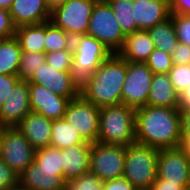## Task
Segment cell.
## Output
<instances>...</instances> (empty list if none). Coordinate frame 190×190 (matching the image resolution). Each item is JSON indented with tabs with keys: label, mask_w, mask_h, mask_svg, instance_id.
Listing matches in <instances>:
<instances>
[{
	"label": "cell",
	"mask_w": 190,
	"mask_h": 190,
	"mask_svg": "<svg viewBox=\"0 0 190 190\" xmlns=\"http://www.w3.org/2000/svg\"><path fill=\"white\" fill-rule=\"evenodd\" d=\"M154 73L144 62H128L121 103L134 109L146 106Z\"/></svg>",
	"instance_id": "obj_9"
},
{
	"label": "cell",
	"mask_w": 190,
	"mask_h": 190,
	"mask_svg": "<svg viewBox=\"0 0 190 190\" xmlns=\"http://www.w3.org/2000/svg\"><path fill=\"white\" fill-rule=\"evenodd\" d=\"M34 162L41 166L42 169L62 170L63 178L62 149L47 146L35 150Z\"/></svg>",
	"instance_id": "obj_29"
},
{
	"label": "cell",
	"mask_w": 190,
	"mask_h": 190,
	"mask_svg": "<svg viewBox=\"0 0 190 190\" xmlns=\"http://www.w3.org/2000/svg\"><path fill=\"white\" fill-rule=\"evenodd\" d=\"M9 13L15 27L50 21L51 12L45 0H13Z\"/></svg>",
	"instance_id": "obj_18"
},
{
	"label": "cell",
	"mask_w": 190,
	"mask_h": 190,
	"mask_svg": "<svg viewBox=\"0 0 190 190\" xmlns=\"http://www.w3.org/2000/svg\"><path fill=\"white\" fill-rule=\"evenodd\" d=\"M45 62L59 71H73V50L45 53Z\"/></svg>",
	"instance_id": "obj_32"
},
{
	"label": "cell",
	"mask_w": 190,
	"mask_h": 190,
	"mask_svg": "<svg viewBox=\"0 0 190 190\" xmlns=\"http://www.w3.org/2000/svg\"><path fill=\"white\" fill-rule=\"evenodd\" d=\"M136 143L158 150L182 146L179 108L146 105L136 109Z\"/></svg>",
	"instance_id": "obj_1"
},
{
	"label": "cell",
	"mask_w": 190,
	"mask_h": 190,
	"mask_svg": "<svg viewBox=\"0 0 190 190\" xmlns=\"http://www.w3.org/2000/svg\"><path fill=\"white\" fill-rule=\"evenodd\" d=\"M178 42L190 46V15L171 14Z\"/></svg>",
	"instance_id": "obj_35"
},
{
	"label": "cell",
	"mask_w": 190,
	"mask_h": 190,
	"mask_svg": "<svg viewBox=\"0 0 190 190\" xmlns=\"http://www.w3.org/2000/svg\"><path fill=\"white\" fill-rule=\"evenodd\" d=\"M13 0H0V8L9 10L11 8Z\"/></svg>",
	"instance_id": "obj_46"
},
{
	"label": "cell",
	"mask_w": 190,
	"mask_h": 190,
	"mask_svg": "<svg viewBox=\"0 0 190 190\" xmlns=\"http://www.w3.org/2000/svg\"><path fill=\"white\" fill-rule=\"evenodd\" d=\"M67 0H45L47 8L52 12L55 8L62 6Z\"/></svg>",
	"instance_id": "obj_45"
},
{
	"label": "cell",
	"mask_w": 190,
	"mask_h": 190,
	"mask_svg": "<svg viewBox=\"0 0 190 190\" xmlns=\"http://www.w3.org/2000/svg\"><path fill=\"white\" fill-rule=\"evenodd\" d=\"M126 146L91 143L90 172L100 181L106 182L121 178L124 172Z\"/></svg>",
	"instance_id": "obj_7"
},
{
	"label": "cell",
	"mask_w": 190,
	"mask_h": 190,
	"mask_svg": "<svg viewBox=\"0 0 190 190\" xmlns=\"http://www.w3.org/2000/svg\"><path fill=\"white\" fill-rule=\"evenodd\" d=\"M154 74H168L173 66L171 54L154 49L145 62Z\"/></svg>",
	"instance_id": "obj_31"
},
{
	"label": "cell",
	"mask_w": 190,
	"mask_h": 190,
	"mask_svg": "<svg viewBox=\"0 0 190 190\" xmlns=\"http://www.w3.org/2000/svg\"><path fill=\"white\" fill-rule=\"evenodd\" d=\"M21 79L16 75L0 74V107L10 96L14 87Z\"/></svg>",
	"instance_id": "obj_37"
},
{
	"label": "cell",
	"mask_w": 190,
	"mask_h": 190,
	"mask_svg": "<svg viewBox=\"0 0 190 190\" xmlns=\"http://www.w3.org/2000/svg\"><path fill=\"white\" fill-rule=\"evenodd\" d=\"M135 113L136 109L122 103L101 107L97 141L123 146L135 143Z\"/></svg>",
	"instance_id": "obj_3"
},
{
	"label": "cell",
	"mask_w": 190,
	"mask_h": 190,
	"mask_svg": "<svg viewBox=\"0 0 190 190\" xmlns=\"http://www.w3.org/2000/svg\"><path fill=\"white\" fill-rule=\"evenodd\" d=\"M189 190H190V158H189Z\"/></svg>",
	"instance_id": "obj_50"
},
{
	"label": "cell",
	"mask_w": 190,
	"mask_h": 190,
	"mask_svg": "<svg viewBox=\"0 0 190 190\" xmlns=\"http://www.w3.org/2000/svg\"><path fill=\"white\" fill-rule=\"evenodd\" d=\"M113 9L115 18L126 36L137 30L133 14V0H106Z\"/></svg>",
	"instance_id": "obj_27"
},
{
	"label": "cell",
	"mask_w": 190,
	"mask_h": 190,
	"mask_svg": "<svg viewBox=\"0 0 190 190\" xmlns=\"http://www.w3.org/2000/svg\"><path fill=\"white\" fill-rule=\"evenodd\" d=\"M171 57L174 65L190 64V46L178 42Z\"/></svg>",
	"instance_id": "obj_39"
},
{
	"label": "cell",
	"mask_w": 190,
	"mask_h": 190,
	"mask_svg": "<svg viewBox=\"0 0 190 190\" xmlns=\"http://www.w3.org/2000/svg\"><path fill=\"white\" fill-rule=\"evenodd\" d=\"M155 48L171 54L178 43L172 17L147 30Z\"/></svg>",
	"instance_id": "obj_26"
},
{
	"label": "cell",
	"mask_w": 190,
	"mask_h": 190,
	"mask_svg": "<svg viewBox=\"0 0 190 190\" xmlns=\"http://www.w3.org/2000/svg\"><path fill=\"white\" fill-rule=\"evenodd\" d=\"M127 61L113 53L91 75L81 81L80 95L101 108L121 104Z\"/></svg>",
	"instance_id": "obj_2"
},
{
	"label": "cell",
	"mask_w": 190,
	"mask_h": 190,
	"mask_svg": "<svg viewBox=\"0 0 190 190\" xmlns=\"http://www.w3.org/2000/svg\"><path fill=\"white\" fill-rule=\"evenodd\" d=\"M72 49L73 73L80 81L91 75L113 54L102 42L88 34L75 36Z\"/></svg>",
	"instance_id": "obj_6"
},
{
	"label": "cell",
	"mask_w": 190,
	"mask_h": 190,
	"mask_svg": "<svg viewBox=\"0 0 190 190\" xmlns=\"http://www.w3.org/2000/svg\"><path fill=\"white\" fill-rule=\"evenodd\" d=\"M98 0H67L51 12L50 21L72 38L86 34L90 16Z\"/></svg>",
	"instance_id": "obj_8"
},
{
	"label": "cell",
	"mask_w": 190,
	"mask_h": 190,
	"mask_svg": "<svg viewBox=\"0 0 190 190\" xmlns=\"http://www.w3.org/2000/svg\"><path fill=\"white\" fill-rule=\"evenodd\" d=\"M134 190H152L151 187H136Z\"/></svg>",
	"instance_id": "obj_49"
},
{
	"label": "cell",
	"mask_w": 190,
	"mask_h": 190,
	"mask_svg": "<svg viewBox=\"0 0 190 190\" xmlns=\"http://www.w3.org/2000/svg\"><path fill=\"white\" fill-rule=\"evenodd\" d=\"M16 27L12 22L9 10L0 8V39L15 36Z\"/></svg>",
	"instance_id": "obj_38"
},
{
	"label": "cell",
	"mask_w": 190,
	"mask_h": 190,
	"mask_svg": "<svg viewBox=\"0 0 190 190\" xmlns=\"http://www.w3.org/2000/svg\"><path fill=\"white\" fill-rule=\"evenodd\" d=\"M66 186L62 170L42 169L34 161L19 175L22 190H63Z\"/></svg>",
	"instance_id": "obj_16"
},
{
	"label": "cell",
	"mask_w": 190,
	"mask_h": 190,
	"mask_svg": "<svg viewBox=\"0 0 190 190\" xmlns=\"http://www.w3.org/2000/svg\"><path fill=\"white\" fill-rule=\"evenodd\" d=\"M179 107H190V85L179 95Z\"/></svg>",
	"instance_id": "obj_44"
},
{
	"label": "cell",
	"mask_w": 190,
	"mask_h": 190,
	"mask_svg": "<svg viewBox=\"0 0 190 190\" xmlns=\"http://www.w3.org/2000/svg\"><path fill=\"white\" fill-rule=\"evenodd\" d=\"M157 178L189 185V157L182 146L159 150Z\"/></svg>",
	"instance_id": "obj_13"
},
{
	"label": "cell",
	"mask_w": 190,
	"mask_h": 190,
	"mask_svg": "<svg viewBox=\"0 0 190 190\" xmlns=\"http://www.w3.org/2000/svg\"><path fill=\"white\" fill-rule=\"evenodd\" d=\"M86 34L102 42L112 53L122 49L126 37L106 0H98L94 5Z\"/></svg>",
	"instance_id": "obj_5"
},
{
	"label": "cell",
	"mask_w": 190,
	"mask_h": 190,
	"mask_svg": "<svg viewBox=\"0 0 190 190\" xmlns=\"http://www.w3.org/2000/svg\"><path fill=\"white\" fill-rule=\"evenodd\" d=\"M152 190H189V185H177L161 178H156L151 186Z\"/></svg>",
	"instance_id": "obj_43"
},
{
	"label": "cell",
	"mask_w": 190,
	"mask_h": 190,
	"mask_svg": "<svg viewBox=\"0 0 190 190\" xmlns=\"http://www.w3.org/2000/svg\"><path fill=\"white\" fill-rule=\"evenodd\" d=\"M99 117L100 108L80 95L68 102L63 118L85 141L94 143L99 134Z\"/></svg>",
	"instance_id": "obj_10"
},
{
	"label": "cell",
	"mask_w": 190,
	"mask_h": 190,
	"mask_svg": "<svg viewBox=\"0 0 190 190\" xmlns=\"http://www.w3.org/2000/svg\"><path fill=\"white\" fill-rule=\"evenodd\" d=\"M146 105L179 108V94L174 89L168 74L153 75Z\"/></svg>",
	"instance_id": "obj_22"
},
{
	"label": "cell",
	"mask_w": 190,
	"mask_h": 190,
	"mask_svg": "<svg viewBox=\"0 0 190 190\" xmlns=\"http://www.w3.org/2000/svg\"><path fill=\"white\" fill-rule=\"evenodd\" d=\"M30 108L32 112L44 115L50 120L62 119L68 102L77 97H63L50 89L29 83Z\"/></svg>",
	"instance_id": "obj_14"
},
{
	"label": "cell",
	"mask_w": 190,
	"mask_h": 190,
	"mask_svg": "<svg viewBox=\"0 0 190 190\" xmlns=\"http://www.w3.org/2000/svg\"><path fill=\"white\" fill-rule=\"evenodd\" d=\"M181 120L182 142L190 138V107H179Z\"/></svg>",
	"instance_id": "obj_41"
},
{
	"label": "cell",
	"mask_w": 190,
	"mask_h": 190,
	"mask_svg": "<svg viewBox=\"0 0 190 190\" xmlns=\"http://www.w3.org/2000/svg\"><path fill=\"white\" fill-rule=\"evenodd\" d=\"M90 152V142L62 149L63 179L66 182L90 171Z\"/></svg>",
	"instance_id": "obj_20"
},
{
	"label": "cell",
	"mask_w": 190,
	"mask_h": 190,
	"mask_svg": "<svg viewBox=\"0 0 190 190\" xmlns=\"http://www.w3.org/2000/svg\"><path fill=\"white\" fill-rule=\"evenodd\" d=\"M159 150L133 143L126 146L123 176L135 188L151 187L157 178Z\"/></svg>",
	"instance_id": "obj_4"
},
{
	"label": "cell",
	"mask_w": 190,
	"mask_h": 190,
	"mask_svg": "<svg viewBox=\"0 0 190 190\" xmlns=\"http://www.w3.org/2000/svg\"><path fill=\"white\" fill-rule=\"evenodd\" d=\"M15 37L22 51L45 53V23L17 27Z\"/></svg>",
	"instance_id": "obj_23"
},
{
	"label": "cell",
	"mask_w": 190,
	"mask_h": 190,
	"mask_svg": "<svg viewBox=\"0 0 190 190\" xmlns=\"http://www.w3.org/2000/svg\"><path fill=\"white\" fill-rule=\"evenodd\" d=\"M135 187L124 177L102 183L101 190H134Z\"/></svg>",
	"instance_id": "obj_40"
},
{
	"label": "cell",
	"mask_w": 190,
	"mask_h": 190,
	"mask_svg": "<svg viewBox=\"0 0 190 190\" xmlns=\"http://www.w3.org/2000/svg\"><path fill=\"white\" fill-rule=\"evenodd\" d=\"M19 188V176L0 158V190Z\"/></svg>",
	"instance_id": "obj_36"
},
{
	"label": "cell",
	"mask_w": 190,
	"mask_h": 190,
	"mask_svg": "<svg viewBox=\"0 0 190 190\" xmlns=\"http://www.w3.org/2000/svg\"><path fill=\"white\" fill-rule=\"evenodd\" d=\"M155 49L147 30H136L126 35L125 42L118 54L128 62H146Z\"/></svg>",
	"instance_id": "obj_21"
},
{
	"label": "cell",
	"mask_w": 190,
	"mask_h": 190,
	"mask_svg": "<svg viewBox=\"0 0 190 190\" xmlns=\"http://www.w3.org/2000/svg\"><path fill=\"white\" fill-rule=\"evenodd\" d=\"M28 83L40 84L63 97H79L81 81L73 71H59L46 62L36 69Z\"/></svg>",
	"instance_id": "obj_12"
},
{
	"label": "cell",
	"mask_w": 190,
	"mask_h": 190,
	"mask_svg": "<svg viewBox=\"0 0 190 190\" xmlns=\"http://www.w3.org/2000/svg\"><path fill=\"white\" fill-rule=\"evenodd\" d=\"M137 30H148L170 18L169 0H133Z\"/></svg>",
	"instance_id": "obj_17"
},
{
	"label": "cell",
	"mask_w": 190,
	"mask_h": 190,
	"mask_svg": "<svg viewBox=\"0 0 190 190\" xmlns=\"http://www.w3.org/2000/svg\"><path fill=\"white\" fill-rule=\"evenodd\" d=\"M31 112L28 80H20L0 107V124L17 126Z\"/></svg>",
	"instance_id": "obj_15"
},
{
	"label": "cell",
	"mask_w": 190,
	"mask_h": 190,
	"mask_svg": "<svg viewBox=\"0 0 190 190\" xmlns=\"http://www.w3.org/2000/svg\"><path fill=\"white\" fill-rule=\"evenodd\" d=\"M35 149L18 127L5 126L0 158L19 176L33 161Z\"/></svg>",
	"instance_id": "obj_11"
},
{
	"label": "cell",
	"mask_w": 190,
	"mask_h": 190,
	"mask_svg": "<svg viewBox=\"0 0 190 190\" xmlns=\"http://www.w3.org/2000/svg\"><path fill=\"white\" fill-rule=\"evenodd\" d=\"M4 133H5V126L0 124V154H1L2 140Z\"/></svg>",
	"instance_id": "obj_48"
},
{
	"label": "cell",
	"mask_w": 190,
	"mask_h": 190,
	"mask_svg": "<svg viewBox=\"0 0 190 190\" xmlns=\"http://www.w3.org/2000/svg\"><path fill=\"white\" fill-rule=\"evenodd\" d=\"M102 181L90 171L67 182L70 190H101Z\"/></svg>",
	"instance_id": "obj_34"
},
{
	"label": "cell",
	"mask_w": 190,
	"mask_h": 190,
	"mask_svg": "<svg viewBox=\"0 0 190 190\" xmlns=\"http://www.w3.org/2000/svg\"><path fill=\"white\" fill-rule=\"evenodd\" d=\"M73 38L61 28L55 26L51 21L45 22V53L59 50H73Z\"/></svg>",
	"instance_id": "obj_28"
},
{
	"label": "cell",
	"mask_w": 190,
	"mask_h": 190,
	"mask_svg": "<svg viewBox=\"0 0 190 190\" xmlns=\"http://www.w3.org/2000/svg\"><path fill=\"white\" fill-rule=\"evenodd\" d=\"M80 143H89L68 122L62 119L53 120L50 146L67 148Z\"/></svg>",
	"instance_id": "obj_25"
},
{
	"label": "cell",
	"mask_w": 190,
	"mask_h": 190,
	"mask_svg": "<svg viewBox=\"0 0 190 190\" xmlns=\"http://www.w3.org/2000/svg\"><path fill=\"white\" fill-rule=\"evenodd\" d=\"M170 13L190 15V0H169Z\"/></svg>",
	"instance_id": "obj_42"
},
{
	"label": "cell",
	"mask_w": 190,
	"mask_h": 190,
	"mask_svg": "<svg viewBox=\"0 0 190 190\" xmlns=\"http://www.w3.org/2000/svg\"><path fill=\"white\" fill-rule=\"evenodd\" d=\"M43 63H45V53L22 51L17 76L21 80H29Z\"/></svg>",
	"instance_id": "obj_30"
},
{
	"label": "cell",
	"mask_w": 190,
	"mask_h": 190,
	"mask_svg": "<svg viewBox=\"0 0 190 190\" xmlns=\"http://www.w3.org/2000/svg\"><path fill=\"white\" fill-rule=\"evenodd\" d=\"M182 147L185 149L188 157L190 158V138H186L183 142H182Z\"/></svg>",
	"instance_id": "obj_47"
},
{
	"label": "cell",
	"mask_w": 190,
	"mask_h": 190,
	"mask_svg": "<svg viewBox=\"0 0 190 190\" xmlns=\"http://www.w3.org/2000/svg\"><path fill=\"white\" fill-rule=\"evenodd\" d=\"M22 50L15 36L0 39V74L18 75Z\"/></svg>",
	"instance_id": "obj_24"
},
{
	"label": "cell",
	"mask_w": 190,
	"mask_h": 190,
	"mask_svg": "<svg viewBox=\"0 0 190 190\" xmlns=\"http://www.w3.org/2000/svg\"><path fill=\"white\" fill-rule=\"evenodd\" d=\"M63 190H70L67 186Z\"/></svg>",
	"instance_id": "obj_51"
},
{
	"label": "cell",
	"mask_w": 190,
	"mask_h": 190,
	"mask_svg": "<svg viewBox=\"0 0 190 190\" xmlns=\"http://www.w3.org/2000/svg\"><path fill=\"white\" fill-rule=\"evenodd\" d=\"M168 75L174 89L180 95L190 85V64H173Z\"/></svg>",
	"instance_id": "obj_33"
},
{
	"label": "cell",
	"mask_w": 190,
	"mask_h": 190,
	"mask_svg": "<svg viewBox=\"0 0 190 190\" xmlns=\"http://www.w3.org/2000/svg\"><path fill=\"white\" fill-rule=\"evenodd\" d=\"M53 121L36 112H29L16 126L35 150L50 146Z\"/></svg>",
	"instance_id": "obj_19"
}]
</instances>
